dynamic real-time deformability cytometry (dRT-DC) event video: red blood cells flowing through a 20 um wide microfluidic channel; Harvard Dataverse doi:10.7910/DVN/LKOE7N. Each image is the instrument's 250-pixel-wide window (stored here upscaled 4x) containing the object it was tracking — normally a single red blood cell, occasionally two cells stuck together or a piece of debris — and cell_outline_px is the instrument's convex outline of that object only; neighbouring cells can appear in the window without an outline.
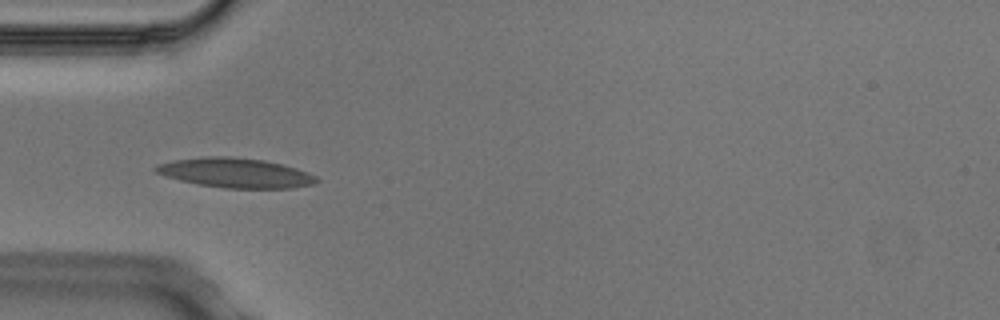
{"species": "Egyptian fruit bat (a non-hibernating species)", "species_latin": "Rousettus aegyptiacus", "temperature_condition": "cold", "stored_images_in_passage": 5, "camera_frame_rate_fps": 3000, "um_per_image_px": 0.085, "animal": {"sex": "male"}, "frame": {"image": 1, "passage_image": 3, "time_ms": 0.667, "image_size_px": [1000, 320], "cell_outline_px": [[320, 180], [316, 184], [292, 188], [224, 188], [200, 184], [180, 180], [156, 172], [152, 168], [156, 164], [172, 160], [204, 156], [228, 156], [264, 160], [296, 168], [308, 172], [316, 176]], "centroid_in_image_um": [20.03, 14.69], "position_along_channel_um": 65.0, "area_um2": 27.8}}
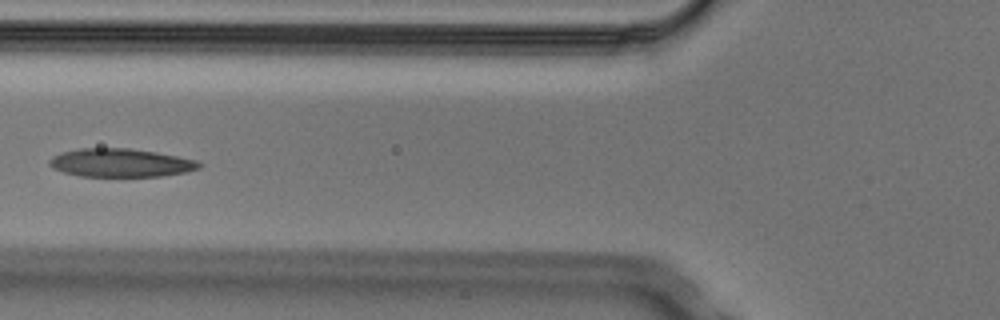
{"frame": {"image": 2, "passage_image": 4, "time_ms": 1.0, "image_size_px": [1000, 320], "cell_outline_px": [[204, 164], [200, 168], [184, 172], [164, 176], [80, 176], [64, 172], [52, 168], [48, 164], [48, 160], [52, 156], [60, 152], [80, 148], [128, 148], [156, 152], [196, 160]], "centroid_in_image_um": [10.23, 13.83], "position_along_channel_um": 115.6, "area_um2": 24.8}}
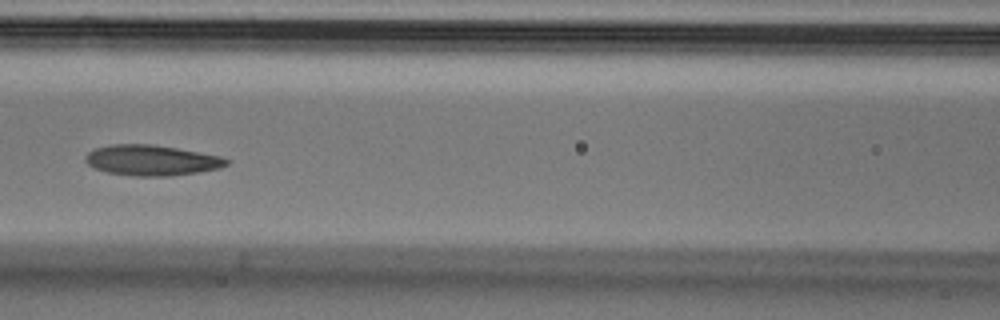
{"frame": {"image": 3, "passage_image": 5, "time_ms": 1.333, "image_size_px": [1000, 320], "cell_outline_px": [[232, 160], [228, 164], [220, 168], [172, 176], [136, 176], [108, 172], [96, 168], [88, 164], [84, 160], [84, 156], [88, 152], [96, 148], [112, 144], [152, 144], [176, 148], [220, 156]], "centroid_in_image_um": [12.89, 13.62], "position_along_channel_um": 153.7, "area_um2": 24.97}}